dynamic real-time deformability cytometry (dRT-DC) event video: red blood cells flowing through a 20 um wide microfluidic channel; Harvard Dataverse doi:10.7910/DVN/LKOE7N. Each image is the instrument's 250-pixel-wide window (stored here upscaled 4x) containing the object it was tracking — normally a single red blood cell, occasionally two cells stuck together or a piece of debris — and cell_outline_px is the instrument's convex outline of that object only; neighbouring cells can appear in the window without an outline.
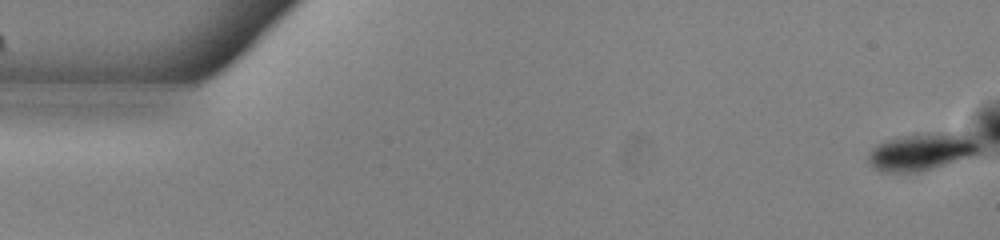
{"species": "common noctule bat (a hibernating species)", "species_latin": "Nyctalus noctula", "temperature_condition": "warm", "stored_images_in_passage": 54, "camera_frame_rate_fps": 3000, "um_per_image_px": 0.085, "animal": {"sex": "male", "body_mass_g": 13.0, "forearm_length_mm": 53.1}, "frame": {"image": 1, "passage_image": 1, "time_ms": 0.0, "image_size_px": [1000, 240], "cell_outline_px": [[980, 152], [968, 156], [916, 172], [884, 172], [868, 164], [868, 156], [872, 148], [876, 144], [900, 136], [924, 132], [956, 132], [972, 136], [980, 144]], "centroid_in_image_um": [78.33, 12.85], "position_along_channel_um": 6.7, "area_um2": 23.93}}
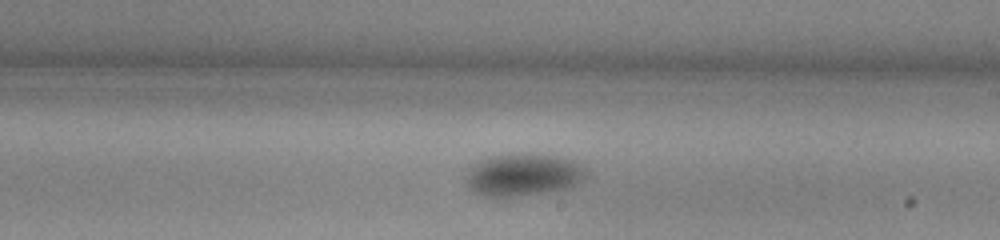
{"frame": {"image": 2, "passage_image": 31, "time_ms": 10.0, "image_size_px": [1000, 240], "cell_outline_px": [[588, 176], [564, 188], [500, 200], [492, 200], [468, 188], [464, 176], [476, 160], [488, 156], [520, 152], [560, 156], [572, 160], [588, 172]], "centroid_in_image_um": [44.35, 14.86], "position_along_channel_um": 244.7, "area_um2": 30.46}}
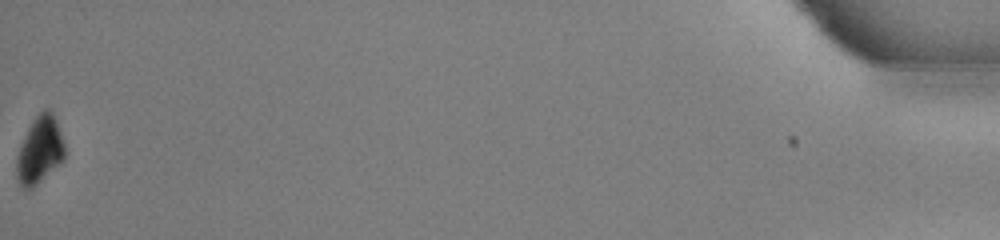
{"frame": {"image": 3, "passage_image": 54, "time_ms": 17.667, "image_size_px": [1000, 240], "cell_outline_px": [[64, 160], [60, 164], [32, 188], [24, 188], [20, 184], [16, 176], [16, 156], [20, 144], [32, 120], [44, 108], [48, 108], [52, 112], [56, 120], [64, 144]], "centroid_in_image_um": [3.36, 12.75], "position_along_channel_um": 431.8, "area_um2": 18.79}, "authors_computed_cell_mechanics": {"area_um2": 26.7614, "velocity_mm_per_s": 3.8289, "shape_relaxation_time_tau1_ms": 1.0087, "shape_relaxation_time_tau2_ms": null, "deformation_change_tau1": 0.0714, "deformation_change_tau2": null}}